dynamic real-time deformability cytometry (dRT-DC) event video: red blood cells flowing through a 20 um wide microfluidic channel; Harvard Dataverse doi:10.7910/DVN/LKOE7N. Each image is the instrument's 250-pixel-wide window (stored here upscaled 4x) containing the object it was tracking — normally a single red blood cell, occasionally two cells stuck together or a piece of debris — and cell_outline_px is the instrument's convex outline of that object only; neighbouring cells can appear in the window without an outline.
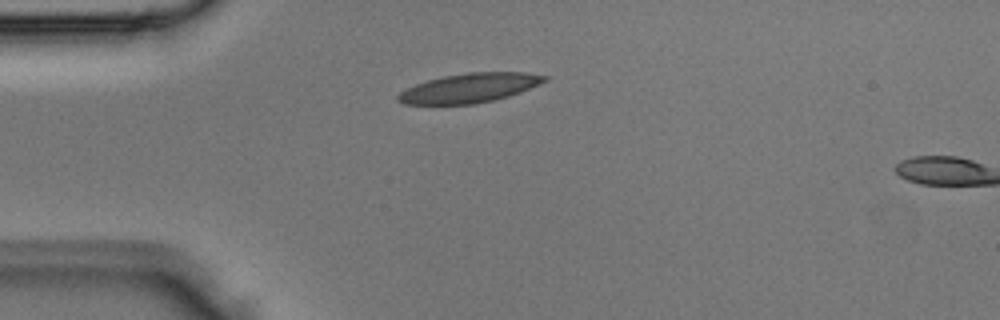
{"species": "Egyptian fruit bat (a non-hibernating species)", "species_latin": "Rousettus aegyptiacus", "temperature_condition": "room temperature", "stored_images_in_passage": 2, "camera_frame_rate_fps": 3000, "um_per_image_px": 0.085, "animal": {"sex": "male"}, "frame": {"image": 1, "passage_image": 1, "time_ms": 0.0, "image_size_px": [1000, 320], "cell_outline_px": [[548, 80], [520, 92], [496, 100], [476, 104], [404, 104], [396, 100], [396, 96], [400, 92], [416, 84], [428, 80], [444, 76], [468, 72], [524, 72], [548, 76]], "centroid_in_image_um": [39.91, 7.48], "position_along_channel_um": 45.1, "area_um2": 24.97}}